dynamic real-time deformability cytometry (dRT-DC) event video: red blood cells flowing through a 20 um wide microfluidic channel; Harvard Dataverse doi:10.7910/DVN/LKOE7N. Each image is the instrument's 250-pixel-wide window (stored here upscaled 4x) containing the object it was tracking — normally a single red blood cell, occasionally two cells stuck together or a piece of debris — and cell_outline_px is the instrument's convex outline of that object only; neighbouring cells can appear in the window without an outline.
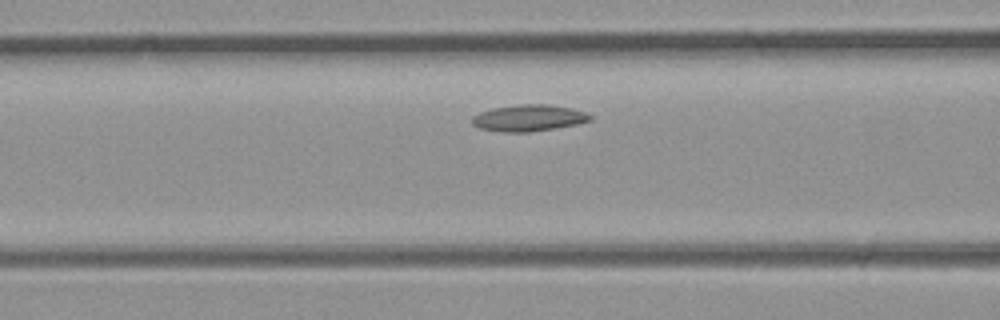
{"species": "common noctule bat (a hibernating species)", "species_latin": "Nyctalus noctula", "temperature_condition": "room temperature", "stored_images_in_passage": 11, "camera_frame_rate_fps": 3000, "um_per_image_px": 0.085, "animal": {"sex": "male", "body_mass_g": 23.1, "forearm_length_mm": 52.7}, "frame": {"image": 1, "passage_image": 7, "time_ms": 2.0, "image_size_px": [1000, 320], "cell_outline_px": [[592, 120], [576, 124], [556, 128], [528, 132], [500, 132], [480, 128], [472, 124], [472, 116], [480, 112], [492, 108], [520, 104], [548, 104], [572, 108], [584, 112], [592, 116]], "centroid_in_image_um": [44.93, 10.02], "position_along_channel_um": 121.7, "area_um2": 18.26}}
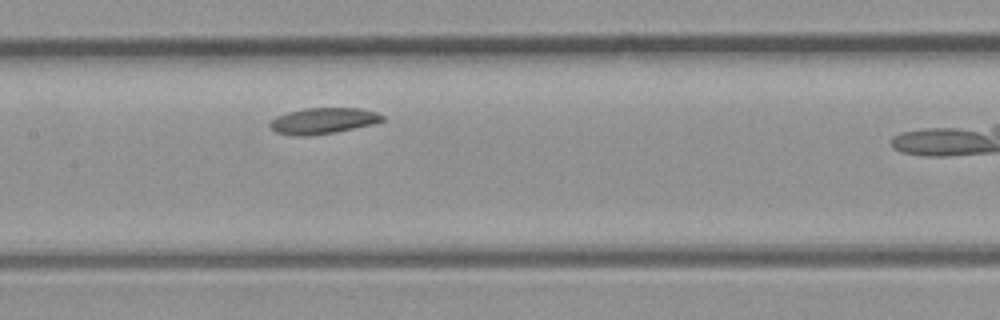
{"frame": {"image": 2, "passage_image": 10, "time_ms": 3.0, "image_size_px": [1000, 320], "cell_outline_px": [[384, 120], [372, 124], [336, 132], [308, 136], [292, 136], [276, 132], [268, 124], [276, 116], [288, 112], [304, 108], [360, 108], [376, 112], [384, 116]], "centroid_in_image_um": [27.44, 10.27], "position_along_channel_um": 180.0, "area_um2": 17.05}}